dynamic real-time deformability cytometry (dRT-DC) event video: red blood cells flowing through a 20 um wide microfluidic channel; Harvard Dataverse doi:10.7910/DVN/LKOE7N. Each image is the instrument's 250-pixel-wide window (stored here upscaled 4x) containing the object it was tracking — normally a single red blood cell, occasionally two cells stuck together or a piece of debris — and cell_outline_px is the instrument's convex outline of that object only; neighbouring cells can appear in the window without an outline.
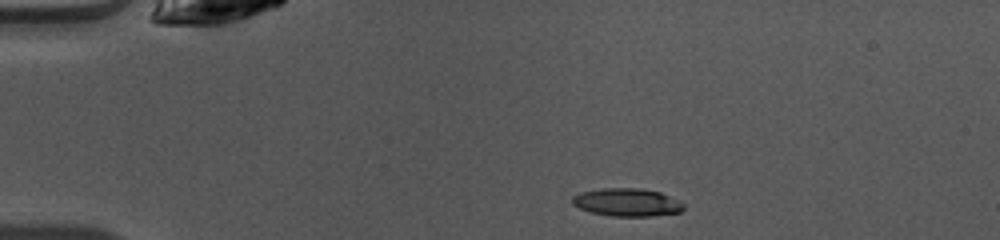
{"species": "common noctule bat (a hibernating species)", "species_latin": "Nyctalus noctula", "temperature_condition": "warm", "stored_images_in_passage": 40, "camera_frame_rate_fps": 3000, "um_per_image_px": 0.085, "animal": {"sex": "female", "body_mass_g": 10.0, "forearm_length_mm": 53.1}, "frame": {"image": 1, "passage_image": 1, "time_ms": 0.0, "image_size_px": [1000, 240], "cell_outline_px": [[684, 208], [680, 212], [652, 216], [612, 216], [592, 212], [580, 208], [572, 204], [572, 196], [580, 192], [600, 188], [640, 188], [660, 192], [680, 200], [684, 204]], "centroid_in_image_um": [53.31, 17.19], "position_along_channel_um": 31.7, "area_um2": 18.21}}
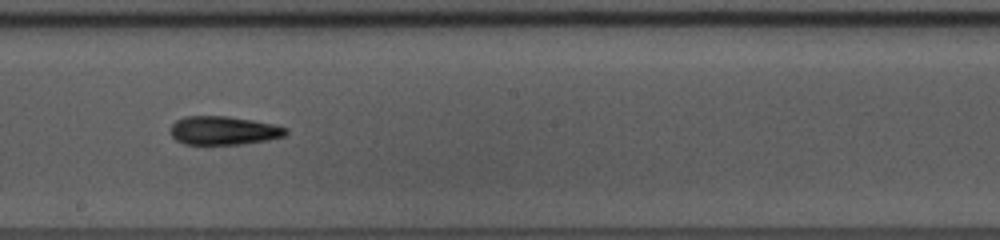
{"frame": {"image": 2, "passage_image": 19, "time_ms": 6.0, "image_size_px": [1000, 240], "cell_outline_px": [[288, 132], [284, 136], [268, 140], [240, 144], [184, 144], [176, 140], [172, 136], [172, 124], [176, 120], [184, 116], [228, 116], [252, 120], [272, 124], [288, 128]], "centroid_in_image_um": [19.01, 11.09], "position_along_channel_um": 229.2, "area_um2": 19.13}}
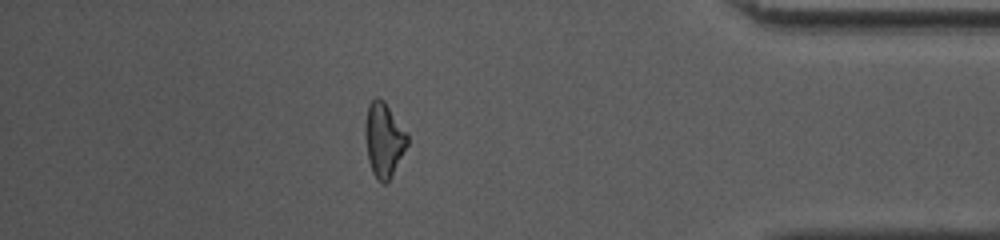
{"frame": {"image": 3, "passage_image": 34, "time_ms": 11.0, "image_size_px": [1000, 240], "cell_outline_px": [[408, 144], [388, 180], [384, 184], [376, 180], [372, 172], [368, 160], [364, 136], [364, 124], [368, 104], [376, 96], [384, 100], [408, 136]], "centroid_in_image_um": [32.58, 11.86], "position_along_channel_um": 402.6, "area_um2": 18.15}, "authors_computed_cell_mechanics": {"area_um2": 18.5538, "velocity_mm_per_s": 4.1016, "shape_relaxation_time_tau1_ms": 4.8509, "shape_relaxation_time_tau2_ms": 2.1749, "deformation_change_tau1": 0.1736, "deformation_change_tau2": 0.1065}}